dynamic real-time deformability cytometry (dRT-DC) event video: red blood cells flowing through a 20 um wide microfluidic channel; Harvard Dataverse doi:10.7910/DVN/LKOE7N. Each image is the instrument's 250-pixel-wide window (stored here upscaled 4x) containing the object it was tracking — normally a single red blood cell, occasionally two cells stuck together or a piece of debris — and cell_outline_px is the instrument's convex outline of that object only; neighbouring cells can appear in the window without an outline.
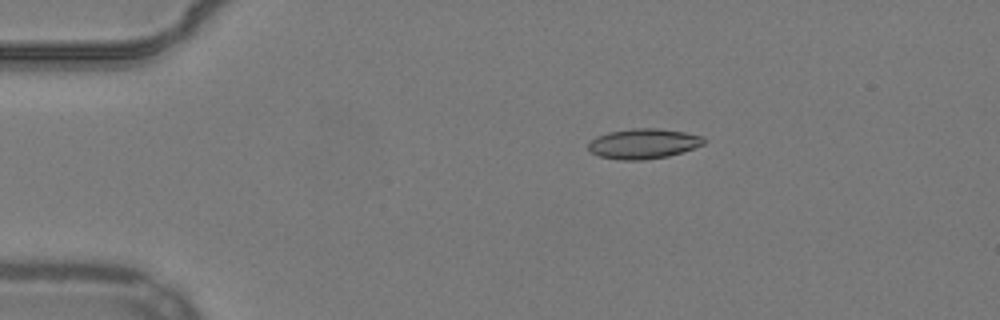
{"species": "common noctule bat (a hibernating species)", "species_latin": "Nyctalus noctula", "temperature_condition": "warm", "stored_images_in_passage": 47, "camera_frame_rate_fps": 3000, "um_per_image_px": 0.085, "animal": {"sex": "male", "body_mass_g": 19.2, "forearm_length_mm": 51.8}, "frame": {"image": 1, "passage_image": 4, "time_ms": 1.0, "image_size_px": [1000, 320], "cell_outline_px": [[708, 140], [704, 144], [668, 156], [644, 160], [620, 160], [600, 156], [592, 152], [588, 148], [588, 144], [596, 136], [608, 132], [632, 128], [660, 128], [684, 132], [704, 136]], "centroid_in_image_um": [54.71, 12.2], "position_along_channel_um": 30.3, "area_um2": 20.29}}
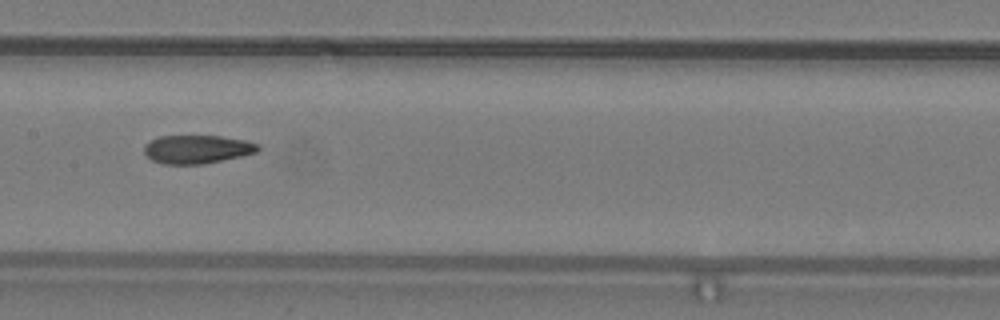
{"frame": {"image": 2, "passage_image": 21, "time_ms": 6.667, "image_size_px": [1000, 320], "cell_outline_px": [[260, 148], [256, 152], [240, 156], [204, 164], [164, 164], [152, 160], [144, 152], [144, 144], [160, 136], [220, 136], [244, 140], [260, 144]], "centroid_in_image_um": [16.75, 12.68], "position_along_channel_um": 190.7, "area_um2": 18.73}}
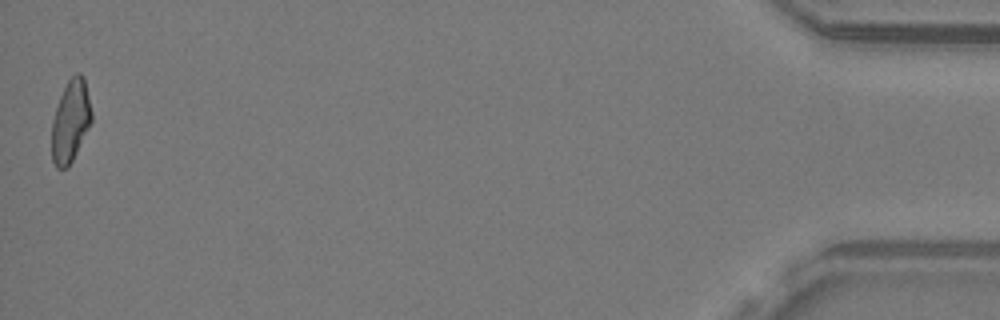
{"frame": {"image": 3, "passage_image": 47, "time_ms": 15.333, "image_size_px": [1000, 320], "cell_outline_px": [[92, 120], [68, 168], [56, 168], [52, 160], [52, 120], [60, 96], [68, 80], [76, 72], [80, 72], [84, 76], [92, 112]], "centroid_in_image_um": [6.0, 10.27], "position_along_channel_um": 429.2, "area_um2": 18.9}, "authors_computed_cell_mechanics": {"area_um2": 19.4786, "velocity_mm_per_s": 3.8745, "shape_relaxation_time_tau1_ms": null, "shape_relaxation_time_tau2_ms": 2.9812, "deformation_change_tau1": null, "deformation_change_tau2": 0.1063}}